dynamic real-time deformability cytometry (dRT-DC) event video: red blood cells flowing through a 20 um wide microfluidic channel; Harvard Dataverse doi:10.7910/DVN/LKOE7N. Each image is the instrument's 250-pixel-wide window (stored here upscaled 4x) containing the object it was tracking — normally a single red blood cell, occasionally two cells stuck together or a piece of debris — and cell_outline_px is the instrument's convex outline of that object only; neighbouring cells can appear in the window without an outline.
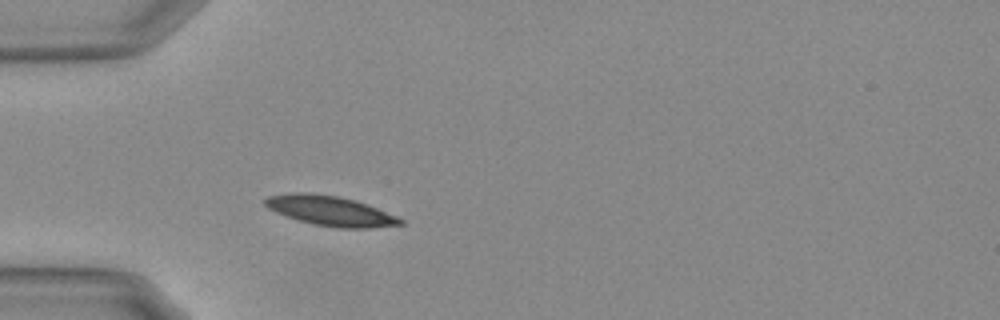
{"species": "Egyptian fruit bat (a non-hibernating species)", "species_latin": "Rousettus aegyptiacus", "temperature_condition": "warm", "stored_images_in_passage": 40, "camera_frame_rate_fps": 3000, "um_per_image_px": 0.085, "animal": {"sex": "female"}, "frame": {"image": 1, "passage_image": 1, "time_ms": 0.0, "image_size_px": [1000, 320], "cell_outline_px": [[404, 224], [368, 228], [336, 228], [312, 224], [276, 212], [268, 208], [264, 204], [264, 200], [268, 196], [296, 192], [304, 192], [336, 196], [352, 200], [376, 208], [396, 216], [404, 220]], "centroid_in_image_um": [28.06, 17.93], "position_along_channel_um": 56.9, "area_um2": 23.06}}
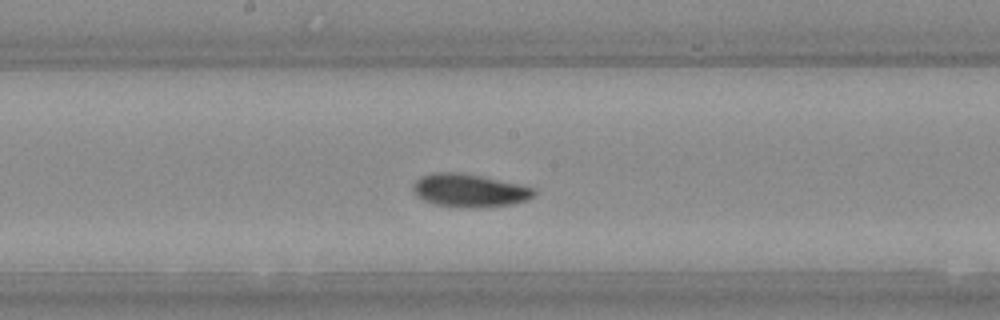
{"frame": {"image": 2, "passage_image": 14, "time_ms": 4.333, "image_size_px": [1000, 320], "cell_outline_px": [[536, 192], [528, 200], [512, 204], [480, 208], [464, 208], [436, 204], [424, 200], [416, 196], [412, 192], [412, 184], [420, 176], [432, 172], [460, 172], [480, 176], [536, 188]], "centroid_in_image_um": [39.86, 16.19], "position_along_channel_um": 208.3, "area_um2": 23.52}}
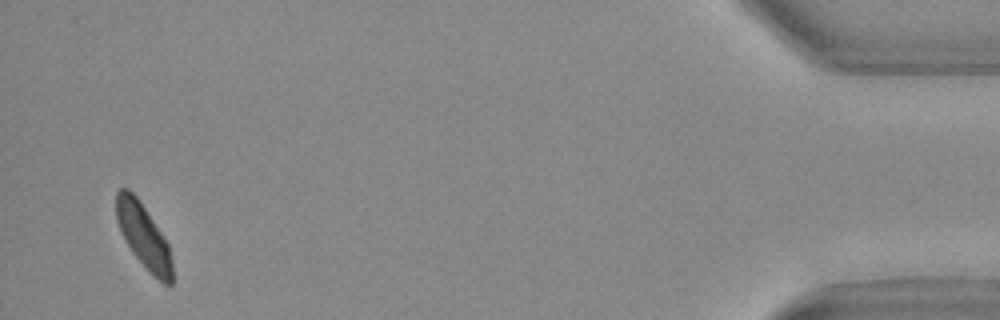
{"frame": {"image": 3, "passage_image": 38, "time_ms": 12.333, "image_size_px": [1000, 320], "cell_outline_px": [[172, 284], [164, 284], [132, 252], [120, 232], [116, 220], [116, 192], [120, 188], [128, 188], [136, 196], [164, 236], [168, 244], [172, 260]], "centroid_in_image_um": [12.18, 20.01], "position_along_channel_um": 423.0, "area_um2": 20.52}, "authors_computed_cell_mechanics": {"area_um2": 22.3975, "velocity_mm_per_s": 3.6659, "shape_relaxation_time_tau1_ms": 2.4085, "shape_relaxation_time_tau2_ms": 2.5435, "deformation_change_tau1": 0.1003, "deformation_change_tau2": 0.0653}}